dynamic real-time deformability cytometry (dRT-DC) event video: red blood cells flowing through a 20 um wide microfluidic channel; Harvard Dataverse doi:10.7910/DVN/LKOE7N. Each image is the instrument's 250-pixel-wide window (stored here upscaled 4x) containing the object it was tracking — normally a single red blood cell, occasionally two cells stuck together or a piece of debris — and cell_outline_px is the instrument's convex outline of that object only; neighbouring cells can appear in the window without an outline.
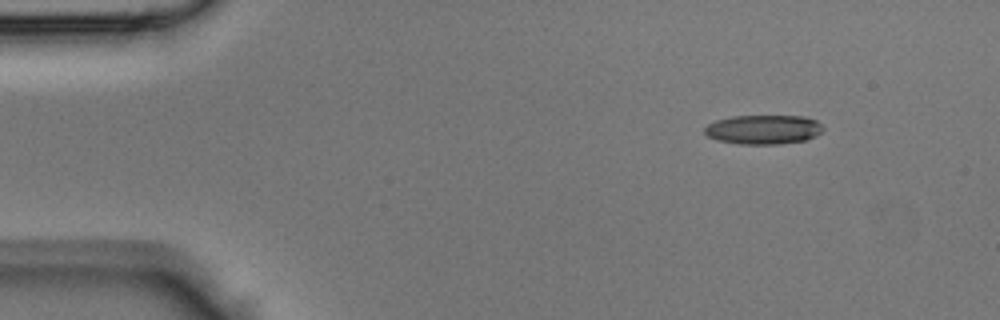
{"species": "Egyptian fruit bat (a non-hibernating species)", "species_latin": "Rousettus aegyptiacus", "temperature_condition": "room temperature", "stored_images_in_passage": 40, "camera_frame_rate_fps": 3000, "um_per_image_px": 0.085, "animal": {"sex": "male"}, "frame": {"image": 1, "passage_image": 1, "time_ms": 0.0, "image_size_px": [1000, 320], "cell_outline_px": [[824, 128], [816, 136], [808, 140], [776, 144], [740, 144], [716, 140], [708, 136], [704, 132], [704, 128], [708, 124], [716, 120], [732, 116], [804, 116], [816, 120]], "centroid_in_image_um": [64.89, 11.01], "position_along_channel_um": 20.1, "area_um2": 20.29}}
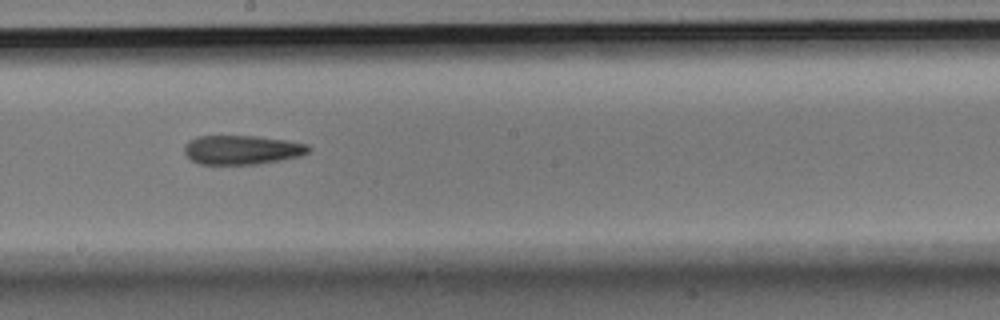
{"frame": {"image": 2, "passage_image": 20, "time_ms": 6.333, "image_size_px": [1000, 320], "cell_outline_px": [[312, 148], [308, 152], [300, 156], [280, 160], [256, 164], [200, 164], [192, 160], [184, 152], [184, 144], [188, 140], [196, 136], [256, 136], [284, 140], [308, 144]], "centroid_in_image_um": [20.55, 12.73], "position_along_channel_um": 227.7, "area_um2": 21.1}}
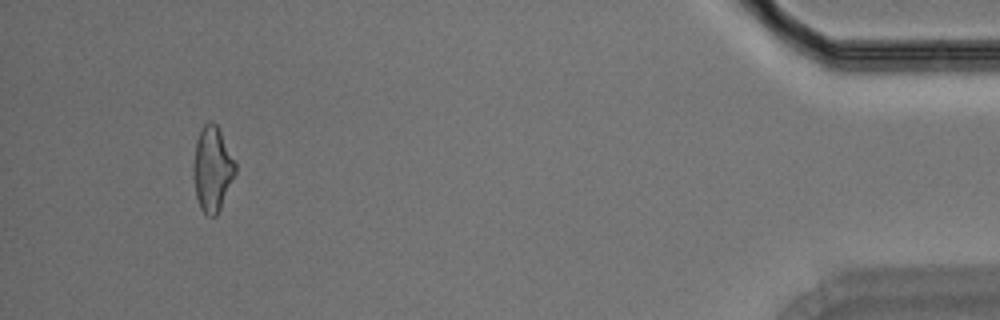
{"frame": {"image": 3, "passage_image": 37, "time_ms": 12.0, "image_size_px": [1000, 320], "cell_outline_px": [[236, 172], [220, 208], [216, 216], [208, 216], [200, 208], [196, 196], [192, 172], [192, 164], [196, 140], [204, 124], [208, 120], [212, 120], [216, 124], [236, 160]], "centroid_in_image_um": [18.04, 14.33], "position_along_channel_um": 417.2, "area_um2": 20.92}}